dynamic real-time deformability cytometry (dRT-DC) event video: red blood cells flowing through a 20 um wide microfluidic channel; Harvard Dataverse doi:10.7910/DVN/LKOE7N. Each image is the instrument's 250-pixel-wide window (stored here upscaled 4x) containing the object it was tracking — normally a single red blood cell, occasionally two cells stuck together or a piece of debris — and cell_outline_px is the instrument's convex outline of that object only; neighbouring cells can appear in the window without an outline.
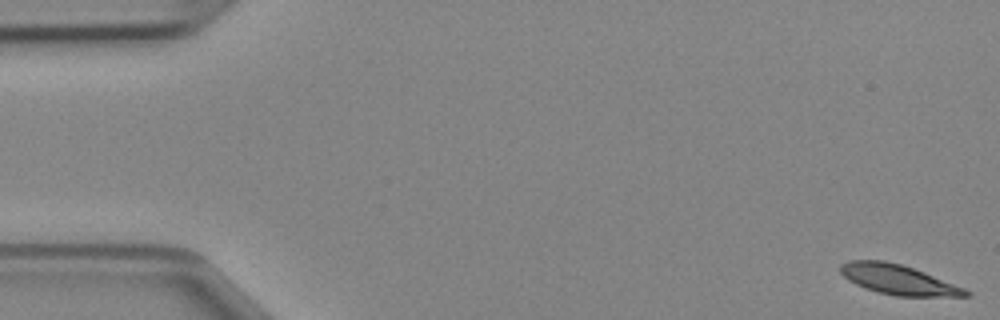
{"species": "Egyptian fruit bat (a non-hibernating species)", "species_latin": "Rousettus aegyptiacus", "temperature_condition": "cold", "stored_images_in_passage": 12, "camera_frame_rate_fps": 3000, "um_per_image_px": 0.085, "animal": {"sex": "female"}, "frame": {"image": 1, "passage_image": 1, "time_ms": 0.0, "image_size_px": [1000, 320], "cell_outline_px": [[972, 296], [896, 296], [876, 292], [864, 288], [848, 280], [840, 272], [840, 264], [848, 260], [884, 260], [900, 264], [924, 272], [964, 288], [972, 292]], "centroid_in_image_um": [76.32, 23.77], "position_along_channel_um": 8.7, "area_um2": 21.73}}